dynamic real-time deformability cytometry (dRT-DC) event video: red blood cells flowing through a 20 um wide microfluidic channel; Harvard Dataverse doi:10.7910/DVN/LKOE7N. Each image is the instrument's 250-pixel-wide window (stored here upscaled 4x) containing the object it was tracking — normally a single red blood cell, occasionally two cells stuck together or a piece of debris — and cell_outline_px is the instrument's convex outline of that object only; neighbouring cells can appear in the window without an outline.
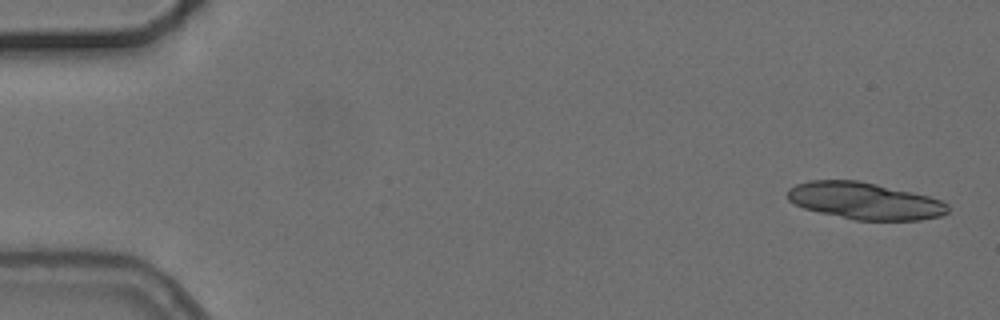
{"species": "common noctule bat (a hibernating species)", "species_latin": "Nyctalus noctula", "temperature_condition": "cold", "stored_images_in_passage": 5, "camera_frame_rate_fps": 3000, "um_per_image_px": 0.085, "animal": {"sex": "female", "body_mass_g": 24.6, "forearm_length_mm": 56.2}, "frame": {"image": 1, "passage_image": 1, "time_ms": 0.0, "image_size_px": [1000, 320], "cell_outline_px": [[948, 212], [940, 216], [920, 220], [856, 220], [820, 212], [804, 208], [788, 200], [788, 188], [796, 184], [808, 180], [856, 180], [876, 184], [928, 196], [940, 200], [948, 204]], "centroid_in_image_um": [73.49, 17.07], "position_along_channel_um": 11.5, "area_um2": 34.16}}